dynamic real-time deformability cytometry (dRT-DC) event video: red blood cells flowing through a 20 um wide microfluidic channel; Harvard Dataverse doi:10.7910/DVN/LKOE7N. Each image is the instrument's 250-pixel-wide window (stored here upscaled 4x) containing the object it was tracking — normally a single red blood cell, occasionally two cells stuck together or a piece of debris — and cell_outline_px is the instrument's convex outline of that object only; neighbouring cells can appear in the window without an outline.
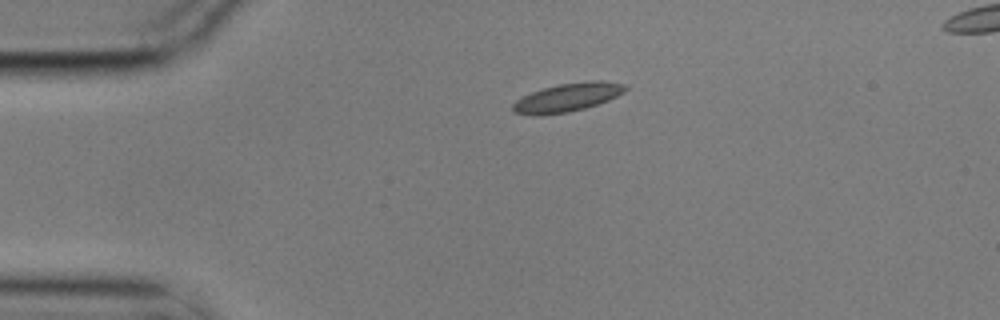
{"species": "common noctule bat (a hibernating species)", "species_latin": "Nyctalus noctula", "temperature_condition": "cold", "stored_images_in_passage": 3, "segment_of_instrument_passage": [1, 2], "camera_frame_rate_fps": 3000, "um_per_image_px": 0.085, "animal": {"sex": "male", "body_mass_g": 17.9}, "frame": {"image": 1, "passage_image": 1, "time_ms": 0.0, "image_size_px": [1000, 320], "cell_outline_px": [[628, 88], [624, 92], [608, 100], [584, 108], [568, 112], [540, 116], [532, 116], [512, 112], [512, 104], [516, 100], [532, 92], [544, 88], [560, 84], [588, 80], [604, 80], [628, 84]], "centroid_in_image_um": [48.24, 8.28], "position_along_channel_um": 36.8, "area_um2": 18.84}}